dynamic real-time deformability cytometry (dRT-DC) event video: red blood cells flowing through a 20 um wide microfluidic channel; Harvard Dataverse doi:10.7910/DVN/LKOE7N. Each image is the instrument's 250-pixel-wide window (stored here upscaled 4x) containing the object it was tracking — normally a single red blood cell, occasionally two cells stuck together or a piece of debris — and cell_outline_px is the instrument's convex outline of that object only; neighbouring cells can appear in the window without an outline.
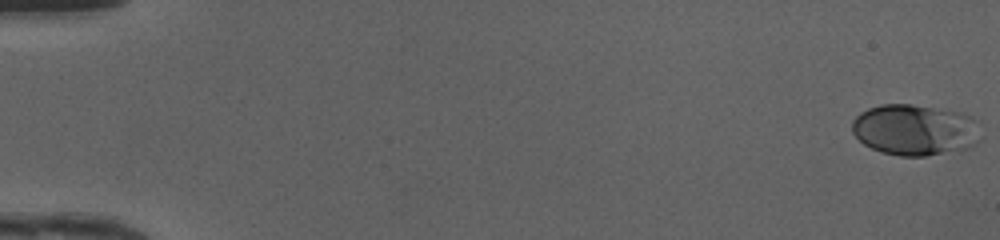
{"species": "human", "species_latin": "Homo sapiens", "temperature_condition": "cold", "stored_images_in_passage": 50, "camera_frame_rate_fps": 3000, "um_per_image_px": 0.085, "donor": {"sex": "female"}, "frame": {"image": 1, "passage_image": 1, "time_ms": 0.0, "image_size_px": [1000, 240], "cell_outline_px": [[980, 140], [976, 144], [968, 148], [924, 156], [900, 156], [880, 152], [864, 144], [852, 132], [852, 120], [860, 112], [868, 108], [880, 104], [912, 104], [960, 112], [972, 116]], "centroid_in_image_um": [77.72, 11.03], "position_along_channel_um": 7.3, "area_um2": 38.21}}
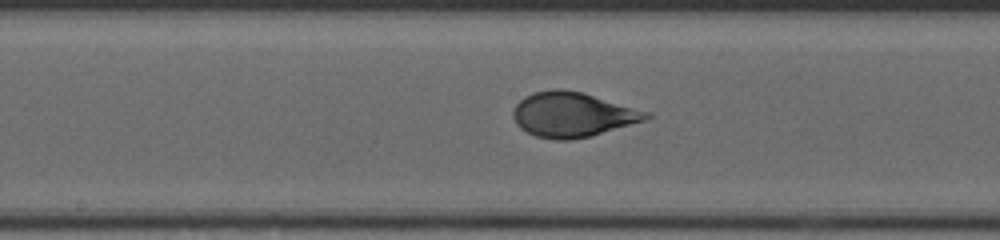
{"frame": {"image": 2, "passage_image": 27, "time_ms": 8.667, "image_size_px": [1000, 240], "cell_outline_px": [[652, 116], [644, 120], [592, 136], [568, 140], [556, 140], [536, 136], [520, 128], [516, 124], [512, 116], [512, 112], [516, 104], [524, 96], [532, 92], [552, 88], [560, 88], [584, 92], [648, 112]], "centroid_in_image_um": [48.62, 9.72], "position_along_channel_um": 199.6, "area_um2": 34.8}}
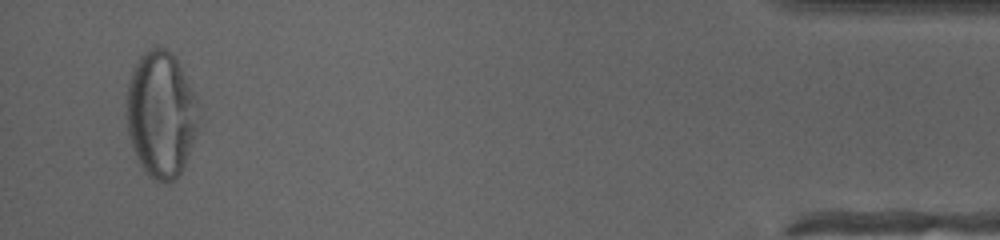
{"frame": {"image": 3, "passage_image": 48, "time_ms": 15.667, "image_size_px": [1000, 240], "cell_outline_px": [[200, 120], [192, 144], [184, 164], [180, 172], [172, 180], [156, 180], [148, 176], [140, 164], [132, 148], [128, 132], [124, 100], [128, 80], [140, 56], [148, 48], [156, 44], [172, 52], [196, 96]], "centroid_in_image_um": [13.65, 9.66], "position_along_channel_um": 421.5, "area_um2": 53.23}, "authors_computed_cell_mechanics": {"area_um2": 34.9112, "velocity_mm_per_s": 4.1843, "shape_relaxation_time_tau1_ms": 4.3287, "shape_relaxation_time_tau2_ms": null, "deformation_change_tau1": 0.1873, "deformation_change_tau2": null}}